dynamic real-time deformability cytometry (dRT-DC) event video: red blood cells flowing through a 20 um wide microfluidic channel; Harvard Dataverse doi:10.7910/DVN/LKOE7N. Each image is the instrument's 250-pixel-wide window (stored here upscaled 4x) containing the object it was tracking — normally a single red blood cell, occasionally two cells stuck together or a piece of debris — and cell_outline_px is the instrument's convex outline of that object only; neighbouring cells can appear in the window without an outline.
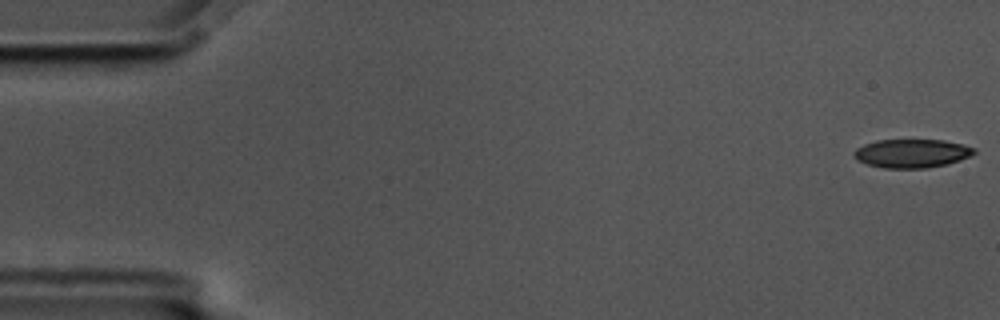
{"species": "common noctule bat (a hibernating species)", "species_latin": "Nyctalus noctula", "temperature_condition": "cold", "stored_images_in_passage": 58, "camera_frame_rate_fps": 3000, "um_per_image_px": 0.085, "animal": {"sex": "male", "body_mass_g": 17.5, "forearm_length_mm": 52.3}, "frame": {"image": 1, "passage_image": 1, "time_ms": 0.0, "image_size_px": [1000, 320], "cell_outline_px": [[976, 152], [960, 160], [948, 164], [928, 168], [884, 168], [868, 164], [856, 160], [852, 152], [856, 148], [864, 144], [876, 140], [944, 140], [964, 144], [976, 148]], "centroid_in_image_um": [77.5, 13.03], "position_along_channel_um": 7.5, "area_um2": 20.17}}
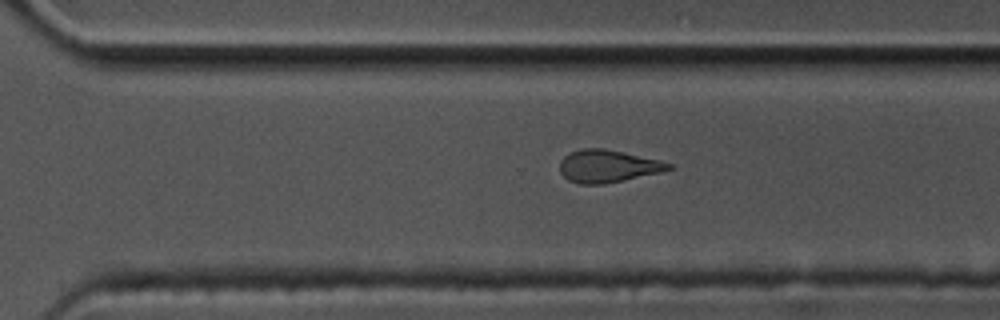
{"frame": {"image": 2, "passage_image": 40, "time_ms": 13.0, "image_size_px": [1000, 320], "cell_outline_px": [[672, 168], [664, 172], [604, 184], [580, 184], [568, 180], [560, 172], [560, 160], [564, 156], [580, 148], [604, 148], [660, 160], [672, 164]], "centroid_in_image_um": [51.67, 14.12], "position_along_channel_um": 318.9, "area_um2": 20.69}}
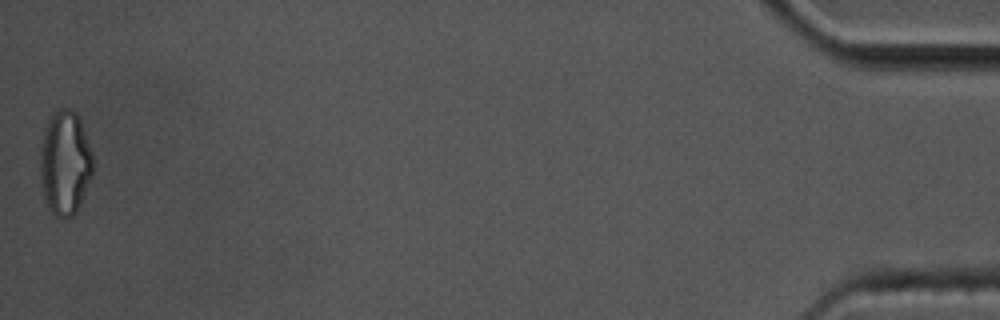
{"frame": {"image": 3, "passage_image": 58, "time_ms": 19.0, "image_size_px": [1000, 320], "cell_outline_px": [[92, 176], [80, 204], [76, 212], [72, 216], [56, 216], [48, 208], [44, 200], [40, 184], [40, 144], [48, 116], [52, 112], [60, 108], [68, 108], [76, 112], [80, 116], [92, 152]], "centroid_in_image_um": [5.5, 13.79], "position_along_channel_um": 429.7, "area_um2": 32.66}, "authors_computed_cell_mechanics": {"area_um2": 21.8773, "velocity_mm_per_s": 3.4556, "shape_relaxation_time_tau1_ms": 4.8062, "shape_relaxation_time_tau2_ms": 4.0388, "deformation_change_tau1": 0.1294, "deformation_change_tau2": 0.118}}